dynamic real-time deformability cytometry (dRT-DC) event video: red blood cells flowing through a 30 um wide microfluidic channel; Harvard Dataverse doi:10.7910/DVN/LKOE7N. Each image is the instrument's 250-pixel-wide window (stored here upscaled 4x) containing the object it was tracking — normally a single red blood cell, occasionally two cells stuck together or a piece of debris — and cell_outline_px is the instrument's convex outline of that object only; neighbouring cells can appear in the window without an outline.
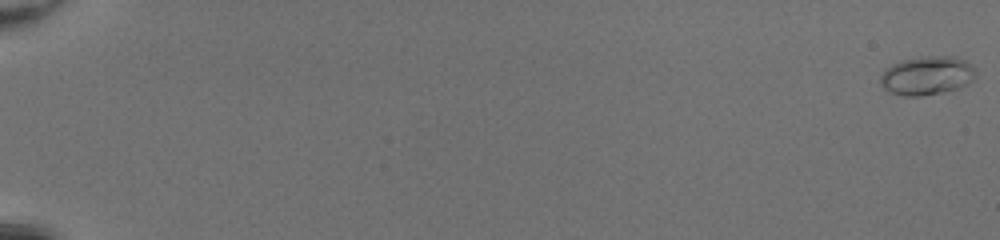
{"species": "common noctule bat (a hibernating species)", "species_latin": "Nyctalus noctula", "temperature_condition": "room temperature", "stored_images_in_passage": 52, "camera_frame_rate_fps": 3000, "um_per_image_px": 0.085, "animal": {"sex": "female", "body_mass_g": 20.0, "forearm_length_mm": 54.0}, "frame": {"image": 1, "passage_image": 1, "time_ms": 0.0, "image_size_px": [1000, 240], "cell_outline_px": [[976, 72], [972, 80], [968, 84], [956, 88], [940, 92], [920, 96], [904, 96], [892, 92], [884, 88], [880, 84], [880, 76], [884, 68], [892, 64], [904, 60], [924, 56], [956, 56], [964, 60], [976, 68]], "centroid_in_image_um": [78.78, 6.41], "position_along_channel_um": 6.2, "area_um2": 21.44}}
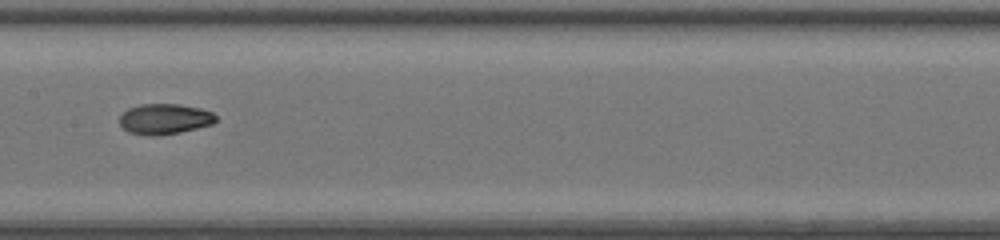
{"frame": {"image": 2, "passage_image": 30, "time_ms": 9.667, "image_size_px": [1000, 240], "cell_outline_px": [[216, 120], [212, 124], [180, 132], [160, 136], [148, 136], [128, 132], [120, 124], [120, 116], [128, 108], [140, 104], [180, 104], [200, 108], [212, 112], [216, 116]], "centroid_in_image_um": [13.98, 10.12], "position_along_channel_um": 193.4, "area_um2": 17.17}}
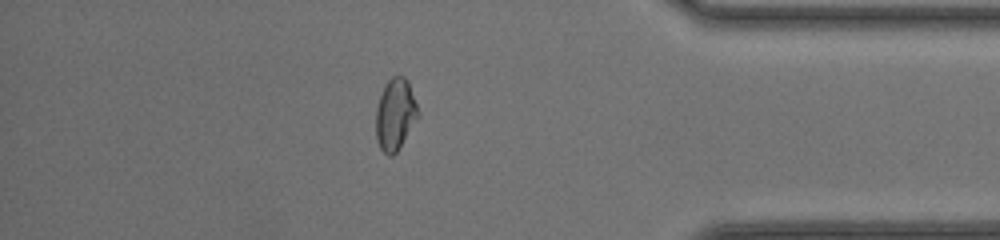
{"frame": {"image": 3, "passage_image": 46, "time_ms": 15.0, "image_size_px": [1000, 240], "cell_outline_px": [[420, 116], [396, 152], [392, 156], [388, 156], [380, 148], [376, 140], [376, 108], [384, 84], [392, 76], [404, 76], [408, 80], [420, 112]], "centroid_in_image_um": [33.61, 9.71], "position_along_channel_um": 401.6, "area_um2": 17.8}, "authors_computed_cell_mechanics": {"area_um2": 17.1666, "velocity_mm_per_s": 4.3107, "shape_relaxation_time_tau1_ms": 3.4453, "shape_relaxation_time_tau2_ms": 1.542, "deformation_change_tau1": 0.1635, "deformation_change_tau2": 0.0537}}